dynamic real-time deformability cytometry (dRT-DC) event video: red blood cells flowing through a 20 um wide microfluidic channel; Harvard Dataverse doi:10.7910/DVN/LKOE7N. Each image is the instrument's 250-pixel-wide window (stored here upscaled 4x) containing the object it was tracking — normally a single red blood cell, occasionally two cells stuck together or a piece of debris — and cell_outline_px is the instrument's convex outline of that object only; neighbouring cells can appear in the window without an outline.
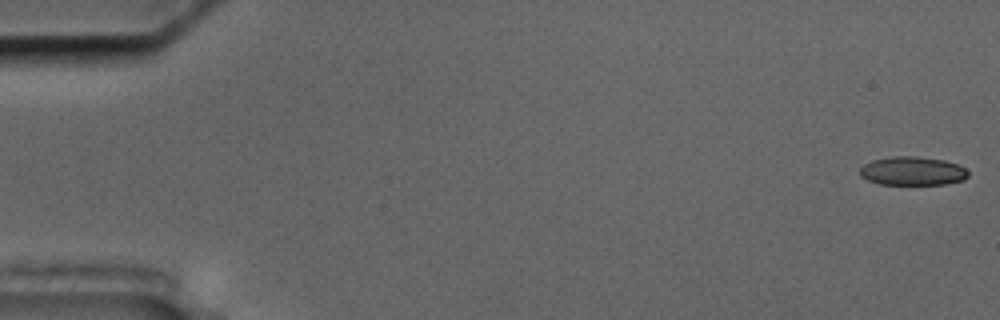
{"species": "common noctule bat (a hibernating species)", "species_latin": "Nyctalus noctula", "temperature_condition": "cold", "stored_images_in_passage": 56, "camera_frame_rate_fps": 3000, "um_per_image_px": 0.085, "animal": {"sex": "male", "body_mass_g": 17.5, "forearm_length_mm": 52.3}, "frame": {"image": 1, "passage_image": 1, "time_ms": 0.0, "image_size_px": [1000, 320], "cell_outline_px": [[968, 176], [964, 180], [944, 184], [880, 184], [868, 180], [860, 176], [860, 168], [864, 164], [872, 160], [892, 156], [916, 156], [944, 160], [956, 164], [964, 168], [968, 172]], "centroid_in_image_um": [77.55, 14.53], "position_along_channel_um": 7.5, "area_um2": 18.03}}
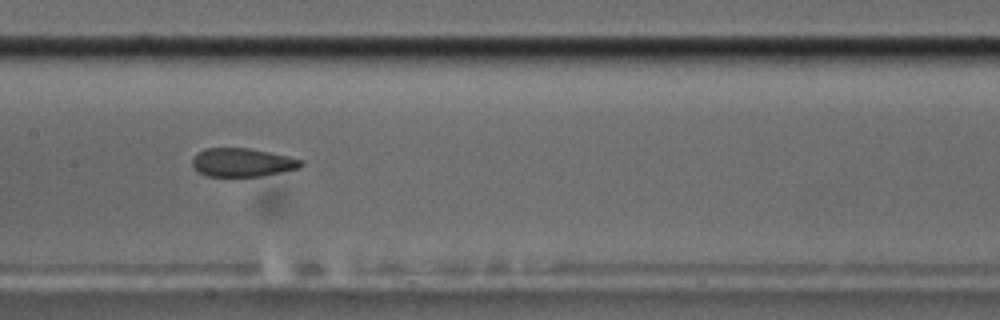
{"frame": {"image": 2, "passage_image": 28, "time_ms": 9.0, "image_size_px": [1000, 320], "cell_outline_px": [[304, 164], [300, 168], [260, 176], [208, 176], [196, 172], [192, 164], [192, 160], [196, 152], [204, 148], [248, 148], [288, 156], [304, 160]], "centroid_in_image_um": [20.57, 13.8], "position_along_channel_um": 186.8, "area_um2": 18.15}}
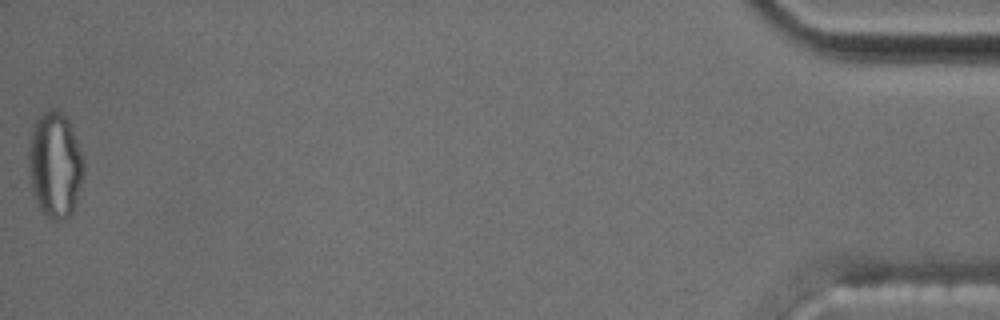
{"frame": {"image": 3, "passage_image": 56, "time_ms": 18.333, "image_size_px": [1000, 320], "cell_outline_px": [[84, 172], [72, 212], [68, 216], [60, 220], [56, 220], [48, 216], [40, 208], [32, 192], [28, 164], [28, 148], [32, 132], [36, 120], [44, 112], [52, 108], [56, 108], [68, 120], [84, 160]], "centroid_in_image_um": [4.66, 14.0], "position_along_channel_um": 430.5, "area_um2": 33.41}, "authors_computed_cell_mechanics": {"area_um2": 19.3052, "velocity_mm_per_s": 3.6278, "shape_relaxation_time_tau1_ms": null, "shape_relaxation_time_tau2_ms": 2.7183, "deformation_change_tau1": null, "deformation_change_tau2": 0.0883}}